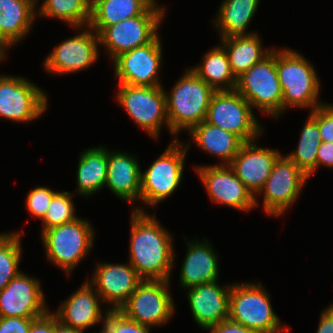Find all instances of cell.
<instances>
[{"instance_id":"obj_1","label":"cell","mask_w":333,"mask_h":333,"mask_svg":"<svg viewBox=\"0 0 333 333\" xmlns=\"http://www.w3.org/2000/svg\"><path fill=\"white\" fill-rule=\"evenodd\" d=\"M129 263L144 280H169L175 265L174 235L141 206H133ZM173 235V236H172Z\"/></svg>"},{"instance_id":"obj_2","label":"cell","mask_w":333,"mask_h":333,"mask_svg":"<svg viewBox=\"0 0 333 333\" xmlns=\"http://www.w3.org/2000/svg\"><path fill=\"white\" fill-rule=\"evenodd\" d=\"M169 92L165 90L166 113L174 141L206 119L215 90L188 68Z\"/></svg>"},{"instance_id":"obj_3","label":"cell","mask_w":333,"mask_h":333,"mask_svg":"<svg viewBox=\"0 0 333 333\" xmlns=\"http://www.w3.org/2000/svg\"><path fill=\"white\" fill-rule=\"evenodd\" d=\"M313 66L295 49L276 47V69L283 91L282 115L289 107L313 111L325 103L319 98L320 78Z\"/></svg>"},{"instance_id":"obj_4","label":"cell","mask_w":333,"mask_h":333,"mask_svg":"<svg viewBox=\"0 0 333 333\" xmlns=\"http://www.w3.org/2000/svg\"><path fill=\"white\" fill-rule=\"evenodd\" d=\"M270 294L261 282H234L229 297L228 319L255 333L288 332L271 305Z\"/></svg>"},{"instance_id":"obj_5","label":"cell","mask_w":333,"mask_h":333,"mask_svg":"<svg viewBox=\"0 0 333 333\" xmlns=\"http://www.w3.org/2000/svg\"><path fill=\"white\" fill-rule=\"evenodd\" d=\"M40 234L46 259L60 267L67 277L72 275L79 263L82 264L94 247V228L89 220L80 217Z\"/></svg>"},{"instance_id":"obj_6","label":"cell","mask_w":333,"mask_h":333,"mask_svg":"<svg viewBox=\"0 0 333 333\" xmlns=\"http://www.w3.org/2000/svg\"><path fill=\"white\" fill-rule=\"evenodd\" d=\"M188 150L183 139L171 141L164 152L141 171L140 200L143 205L156 209L179 188Z\"/></svg>"},{"instance_id":"obj_7","label":"cell","mask_w":333,"mask_h":333,"mask_svg":"<svg viewBox=\"0 0 333 333\" xmlns=\"http://www.w3.org/2000/svg\"><path fill=\"white\" fill-rule=\"evenodd\" d=\"M166 7L151 5L142 15L108 27H91L99 36L100 47L107 50L111 62L120 54L150 43L158 34Z\"/></svg>"},{"instance_id":"obj_8","label":"cell","mask_w":333,"mask_h":333,"mask_svg":"<svg viewBox=\"0 0 333 333\" xmlns=\"http://www.w3.org/2000/svg\"><path fill=\"white\" fill-rule=\"evenodd\" d=\"M236 90L262 114L282 116L283 91L276 69V47L237 78Z\"/></svg>"},{"instance_id":"obj_9","label":"cell","mask_w":333,"mask_h":333,"mask_svg":"<svg viewBox=\"0 0 333 333\" xmlns=\"http://www.w3.org/2000/svg\"><path fill=\"white\" fill-rule=\"evenodd\" d=\"M205 121L237 135L243 142L258 140L265 133L251 104L236 89L213 93Z\"/></svg>"},{"instance_id":"obj_10","label":"cell","mask_w":333,"mask_h":333,"mask_svg":"<svg viewBox=\"0 0 333 333\" xmlns=\"http://www.w3.org/2000/svg\"><path fill=\"white\" fill-rule=\"evenodd\" d=\"M115 100L126 110L134 123L151 138L158 140L165 126L170 132L163 86L143 87L118 83Z\"/></svg>"},{"instance_id":"obj_11","label":"cell","mask_w":333,"mask_h":333,"mask_svg":"<svg viewBox=\"0 0 333 333\" xmlns=\"http://www.w3.org/2000/svg\"><path fill=\"white\" fill-rule=\"evenodd\" d=\"M308 179L293 161L282 154L275 162L263 188L255 196V206L259 207L258 197L262 195L264 213L274 218L285 215L295 201H298Z\"/></svg>"},{"instance_id":"obj_12","label":"cell","mask_w":333,"mask_h":333,"mask_svg":"<svg viewBox=\"0 0 333 333\" xmlns=\"http://www.w3.org/2000/svg\"><path fill=\"white\" fill-rule=\"evenodd\" d=\"M169 280H143L120 307L126 317L154 328L167 324L175 314Z\"/></svg>"},{"instance_id":"obj_13","label":"cell","mask_w":333,"mask_h":333,"mask_svg":"<svg viewBox=\"0 0 333 333\" xmlns=\"http://www.w3.org/2000/svg\"><path fill=\"white\" fill-rule=\"evenodd\" d=\"M0 74V117L18 123H30L48 110V95L22 76Z\"/></svg>"},{"instance_id":"obj_14","label":"cell","mask_w":333,"mask_h":333,"mask_svg":"<svg viewBox=\"0 0 333 333\" xmlns=\"http://www.w3.org/2000/svg\"><path fill=\"white\" fill-rule=\"evenodd\" d=\"M79 29L77 35L54 46L46 56L42 64L48 74L70 75L87 70L98 61L101 53L98 34L90 26L75 28Z\"/></svg>"},{"instance_id":"obj_15","label":"cell","mask_w":333,"mask_h":333,"mask_svg":"<svg viewBox=\"0 0 333 333\" xmlns=\"http://www.w3.org/2000/svg\"><path fill=\"white\" fill-rule=\"evenodd\" d=\"M160 33L148 44L124 52L113 60L119 83L131 86H162L159 79L163 64Z\"/></svg>"},{"instance_id":"obj_16","label":"cell","mask_w":333,"mask_h":333,"mask_svg":"<svg viewBox=\"0 0 333 333\" xmlns=\"http://www.w3.org/2000/svg\"><path fill=\"white\" fill-rule=\"evenodd\" d=\"M194 169L211 202L245 213L256 209L255 197L229 165L201 164Z\"/></svg>"},{"instance_id":"obj_17","label":"cell","mask_w":333,"mask_h":333,"mask_svg":"<svg viewBox=\"0 0 333 333\" xmlns=\"http://www.w3.org/2000/svg\"><path fill=\"white\" fill-rule=\"evenodd\" d=\"M91 278L86 279L101 297L106 308L119 310L144 280L128 263L98 262Z\"/></svg>"},{"instance_id":"obj_18","label":"cell","mask_w":333,"mask_h":333,"mask_svg":"<svg viewBox=\"0 0 333 333\" xmlns=\"http://www.w3.org/2000/svg\"><path fill=\"white\" fill-rule=\"evenodd\" d=\"M20 272L0 291V317L37 318L45 314V294L39 279Z\"/></svg>"},{"instance_id":"obj_19","label":"cell","mask_w":333,"mask_h":333,"mask_svg":"<svg viewBox=\"0 0 333 333\" xmlns=\"http://www.w3.org/2000/svg\"><path fill=\"white\" fill-rule=\"evenodd\" d=\"M67 298L53 312L64 325L85 333L89 328L105 321L109 309L105 308L103 311L101 297L87 280Z\"/></svg>"},{"instance_id":"obj_20","label":"cell","mask_w":333,"mask_h":333,"mask_svg":"<svg viewBox=\"0 0 333 333\" xmlns=\"http://www.w3.org/2000/svg\"><path fill=\"white\" fill-rule=\"evenodd\" d=\"M256 141L244 142L229 164L254 197L263 188L275 162L282 155L279 149L257 146Z\"/></svg>"},{"instance_id":"obj_21","label":"cell","mask_w":333,"mask_h":333,"mask_svg":"<svg viewBox=\"0 0 333 333\" xmlns=\"http://www.w3.org/2000/svg\"><path fill=\"white\" fill-rule=\"evenodd\" d=\"M218 282L217 280L186 289L192 317L203 330L219 324L229 317L232 283L219 286Z\"/></svg>"},{"instance_id":"obj_22","label":"cell","mask_w":333,"mask_h":333,"mask_svg":"<svg viewBox=\"0 0 333 333\" xmlns=\"http://www.w3.org/2000/svg\"><path fill=\"white\" fill-rule=\"evenodd\" d=\"M136 155L107 148V187L117 198L129 203L140 200L141 166Z\"/></svg>"},{"instance_id":"obj_23","label":"cell","mask_w":333,"mask_h":333,"mask_svg":"<svg viewBox=\"0 0 333 333\" xmlns=\"http://www.w3.org/2000/svg\"><path fill=\"white\" fill-rule=\"evenodd\" d=\"M187 252L179 274V285L185 290L219 280V255L206 238L188 239Z\"/></svg>"},{"instance_id":"obj_24","label":"cell","mask_w":333,"mask_h":333,"mask_svg":"<svg viewBox=\"0 0 333 333\" xmlns=\"http://www.w3.org/2000/svg\"><path fill=\"white\" fill-rule=\"evenodd\" d=\"M38 3L39 0H0V42L6 49L20 43L32 31Z\"/></svg>"},{"instance_id":"obj_25","label":"cell","mask_w":333,"mask_h":333,"mask_svg":"<svg viewBox=\"0 0 333 333\" xmlns=\"http://www.w3.org/2000/svg\"><path fill=\"white\" fill-rule=\"evenodd\" d=\"M187 134H190L192 140L183 141L186 147L190 148L192 143H196L200 150L217 157L220 160L218 165H229L244 143L237 135L211 125L205 120Z\"/></svg>"},{"instance_id":"obj_26","label":"cell","mask_w":333,"mask_h":333,"mask_svg":"<svg viewBox=\"0 0 333 333\" xmlns=\"http://www.w3.org/2000/svg\"><path fill=\"white\" fill-rule=\"evenodd\" d=\"M76 193L89 198L104 188L107 176V146L90 147L79 154Z\"/></svg>"},{"instance_id":"obj_27","label":"cell","mask_w":333,"mask_h":333,"mask_svg":"<svg viewBox=\"0 0 333 333\" xmlns=\"http://www.w3.org/2000/svg\"><path fill=\"white\" fill-rule=\"evenodd\" d=\"M259 3L260 0H223L212 23L219 32V39L257 33L246 30L256 16Z\"/></svg>"},{"instance_id":"obj_28","label":"cell","mask_w":333,"mask_h":333,"mask_svg":"<svg viewBox=\"0 0 333 333\" xmlns=\"http://www.w3.org/2000/svg\"><path fill=\"white\" fill-rule=\"evenodd\" d=\"M228 55L231 70L236 78L266 57L273 47L265 49L258 33L234 35L219 39Z\"/></svg>"},{"instance_id":"obj_29","label":"cell","mask_w":333,"mask_h":333,"mask_svg":"<svg viewBox=\"0 0 333 333\" xmlns=\"http://www.w3.org/2000/svg\"><path fill=\"white\" fill-rule=\"evenodd\" d=\"M197 65L190 69L215 91L236 89L237 78L231 70L225 48L220 43L206 51Z\"/></svg>"},{"instance_id":"obj_30","label":"cell","mask_w":333,"mask_h":333,"mask_svg":"<svg viewBox=\"0 0 333 333\" xmlns=\"http://www.w3.org/2000/svg\"><path fill=\"white\" fill-rule=\"evenodd\" d=\"M157 0H92L90 27H108L142 15Z\"/></svg>"},{"instance_id":"obj_31","label":"cell","mask_w":333,"mask_h":333,"mask_svg":"<svg viewBox=\"0 0 333 333\" xmlns=\"http://www.w3.org/2000/svg\"><path fill=\"white\" fill-rule=\"evenodd\" d=\"M92 0H44L37 17L59 19L74 28L89 26Z\"/></svg>"},{"instance_id":"obj_32","label":"cell","mask_w":333,"mask_h":333,"mask_svg":"<svg viewBox=\"0 0 333 333\" xmlns=\"http://www.w3.org/2000/svg\"><path fill=\"white\" fill-rule=\"evenodd\" d=\"M299 138L298 147L286 156L310 178L316 172L317 150L321 144L318 123L310 114Z\"/></svg>"},{"instance_id":"obj_33","label":"cell","mask_w":333,"mask_h":333,"mask_svg":"<svg viewBox=\"0 0 333 333\" xmlns=\"http://www.w3.org/2000/svg\"><path fill=\"white\" fill-rule=\"evenodd\" d=\"M21 235L24 231L0 233V291L20 272L19 264L23 253Z\"/></svg>"},{"instance_id":"obj_34","label":"cell","mask_w":333,"mask_h":333,"mask_svg":"<svg viewBox=\"0 0 333 333\" xmlns=\"http://www.w3.org/2000/svg\"><path fill=\"white\" fill-rule=\"evenodd\" d=\"M72 198H74V194L68 191H58L53 196L47 213L41 222V233L46 229L69 223L79 218L76 215V208Z\"/></svg>"},{"instance_id":"obj_35","label":"cell","mask_w":333,"mask_h":333,"mask_svg":"<svg viewBox=\"0 0 333 333\" xmlns=\"http://www.w3.org/2000/svg\"><path fill=\"white\" fill-rule=\"evenodd\" d=\"M58 191L49 187L36 186L31 189L25 199L26 209L35 219L43 220L53 196Z\"/></svg>"},{"instance_id":"obj_36","label":"cell","mask_w":333,"mask_h":333,"mask_svg":"<svg viewBox=\"0 0 333 333\" xmlns=\"http://www.w3.org/2000/svg\"><path fill=\"white\" fill-rule=\"evenodd\" d=\"M103 328L107 333H150L151 328L129 319L119 310H109Z\"/></svg>"},{"instance_id":"obj_37","label":"cell","mask_w":333,"mask_h":333,"mask_svg":"<svg viewBox=\"0 0 333 333\" xmlns=\"http://www.w3.org/2000/svg\"><path fill=\"white\" fill-rule=\"evenodd\" d=\"M309 114L318 123L321 142H333V104L324 103Z\"/></svg>"},{"instance_id":"obj_38","label":"cell","mask_w":333,"mask_h":333,"mask_svg":"<svg viewBox=\"0 0 333 333\" xmlns=\"http://www.w3.org/2000/svg\"><path fill=\"white\" fill-rule=\"evenodd\" d=\"M35 318L0 317V333H29Z\"/></svg>"},{"instance_id":"obj_39","label":"cell","mask_w":333,"mask_h":333,"mask_svg":"<svg viewBox=\"0 0 333 333\" xmlns=\"http://www.w3.org/2000/svg\"><path fill=\"white\" fill-rule=\"evenodd\" d=\"M29 333H54V313L48 310L45 314L35 318Z\"/></svg>"},{"instance_id":"obj_40","label":"cell","mask_w":333,"mask_h":333,"mask_svg":"<svg viewBox=\"0 0 333 333\" xmlns=\"http://www.w3.org/2000/svg\"><path fill=\"white\" fill-rule=\"evenodd\" d=\"M206 330L209 331V333H255L244 325L233 322L229 319L224 320L219 324L210 326Z\"/></svg>"},{"instance_id":"obj_41","label":"cell","mask_w":333,"mask_h":333,"mask_svg":"<svg viewBox=\"0 0 333 333\" xmlns=\"http://www.w3.org/2000/svg\"><path fill=\"white\" fill-rule=\"evenodd\" d=\"M320 166L333 170V142H321L317 150L316 170Z\"/></svg>"},{"instance_id":"obj_42","label":"cell","mask_w":333,"mask_h":333,"mask_svg":"<svg viewBox=\"0 0 333 333\" xmlns=\"http://www.w3.org/2000/svg\"><path fill=\"white\" fill-rule=\"evenodd\" d=\"M316 333H333V303L321 311Z\"/></svg>"},{"instance_id":"obj_43","label":"cell","mask_w":333,"mask_h":333,"mask_svg":"<svg viewBox=\"0 0 333 333\" xmlns=\"http://www.w3.org/2000/svg\"><path fill=\"white\" fill-rule=\"evenodd\" d=\"M54 333H83L82 331L61 323L54 314Z\"/></svg>"},{"instance_id":"obj_44","label":"cell","mask_w":333,"mask_h":333,"mask_svg":"<svg viewBox=\"0 0 333 333\" xmlns=\"http://www.w3.org/2000/svg\"><path fill=\"white\" fill-rule=\"evenodd\" d=\"M6 51H8L6 49V47L0 42V63L3 62V60H5V58L7 57V53Z\"/></svg>"},{"instance_id":"obj_45","label":"cell","mask_w":333,"mask_h":333,"mask_svg":"<svg viewBox=\"0 0 333 333\" xmlns=\"http://www.w3.org/2000/svg\"><path fill=\"white\" fill-rule=\"evenodd\" d=\"M95 333H97V332H95ZM99 333H107V331L103 328V325H102L101 330H100Z\"/></svg>"}]
</instances>
